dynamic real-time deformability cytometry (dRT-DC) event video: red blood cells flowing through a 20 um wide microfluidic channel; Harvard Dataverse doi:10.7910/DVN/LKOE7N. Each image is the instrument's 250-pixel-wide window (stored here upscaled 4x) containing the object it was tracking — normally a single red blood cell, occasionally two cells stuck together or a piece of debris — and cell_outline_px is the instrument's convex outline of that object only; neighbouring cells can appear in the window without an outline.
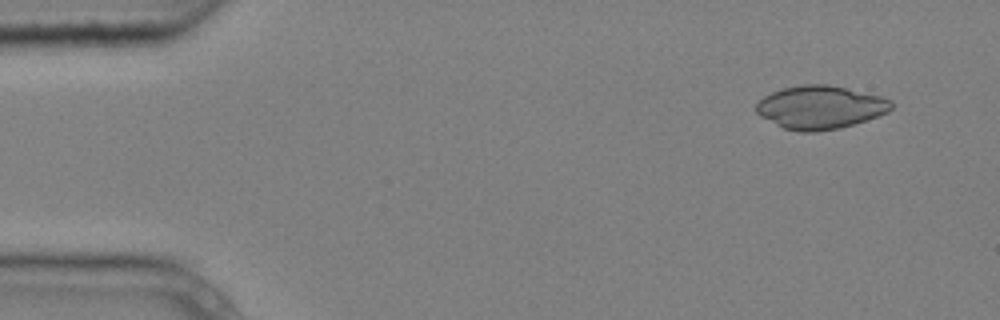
{"species": "common noctule bat (a hibernating species)", "species_latin": "Nyctalus noctula", "temperature_condition": "cold", "stored_images_in_passage": 4, "camera_frame_rate_fps": 3000, "um_per_image_px": 0.085, "animal": {"sex": "male", "body_mass_g": 20.4}, "frame": {"image": 1, "passage_image": 1, "time_ms": 0.0, "image_size_px": [1000, 320], "cell_outline_px": [[892, 108], [888, 112], [840, 128], [816, 132], [800, 132], [784, 128], [760, 116], [756, 112], [756, 104], [764, 96], [772, 92], [784, 88], [804, 84], [828, 84], [880, 96], [892, 100]], "centroid_in_image_um": [69.7, 9.12], "position_along_channel_um": 15.3, "area_um2": 33.76}}